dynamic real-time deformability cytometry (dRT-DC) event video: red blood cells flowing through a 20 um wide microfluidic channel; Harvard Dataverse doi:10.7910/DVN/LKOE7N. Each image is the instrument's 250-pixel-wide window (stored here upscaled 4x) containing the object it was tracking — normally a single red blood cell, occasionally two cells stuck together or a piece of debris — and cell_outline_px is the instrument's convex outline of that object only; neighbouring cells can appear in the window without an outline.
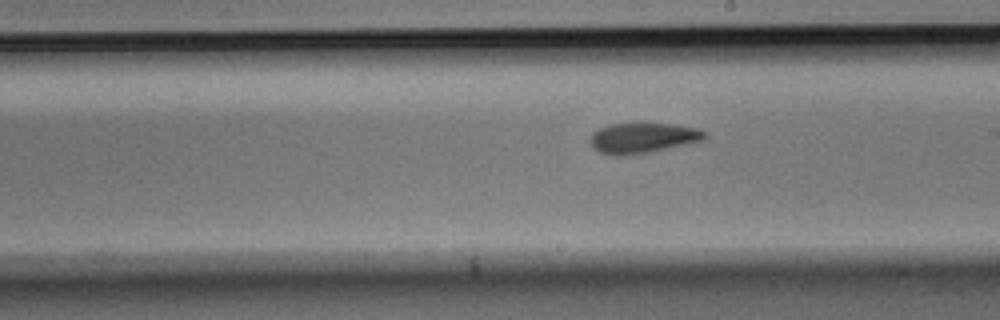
{"species": "Egyptian fruit bat (a non-hibernating species)", "species_latin": "Rousettus aegyptiacus", "temperature_condition": "room temperature", "stored_images_in_passage": 9, "segment_of_instrument_passage": [2, 2], "camera_frame_rate_fps": 3000, "um_per_image_px": 0.085, "animal": {"sex": "male"}, "frame": {"image": 1, "passage_image": 9, "time_ms": 2.667, "image_size_px": [1000, 320], "cell_outline_px": [[708, 136], [704, 140], [688, 144], [652, 152], [624, 156], [616, 156], [600, 152], [592, 148], [588, 140], [592, 132], [608, 124], [632, 120], [640, 120], [676, 124], [696, 128], [708, 132]], "centroid_in_image_um": [54.63, 11.67], "position_along_channel_um": 234.4, "area_um2": 21.68}}